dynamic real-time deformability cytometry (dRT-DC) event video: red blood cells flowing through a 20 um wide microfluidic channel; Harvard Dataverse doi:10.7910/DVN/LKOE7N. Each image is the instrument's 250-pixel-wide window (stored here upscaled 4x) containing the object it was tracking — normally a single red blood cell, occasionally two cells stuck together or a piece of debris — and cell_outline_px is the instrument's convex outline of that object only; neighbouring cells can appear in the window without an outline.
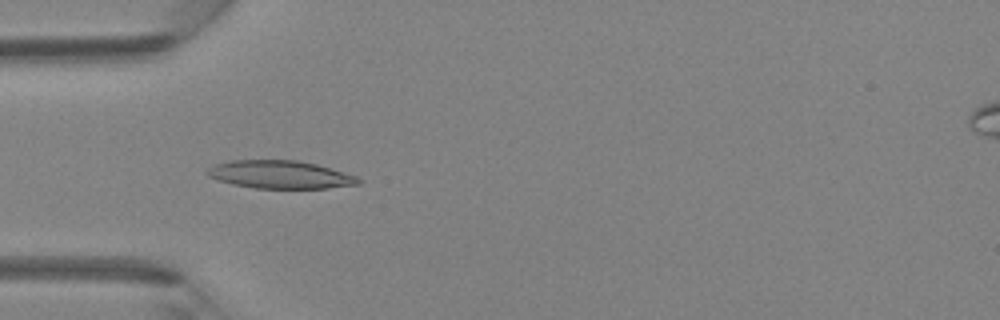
{"species": "Egyptian fruit bat (a non-hibernating species)", "species_latin": "Rousettus aegyptiacus", "temperature_condition": "room temperature", "stored_images_in_passage": 22, "camera_frame_rate_fps": 3000, "um_per_image_px": 0.085, "animal": {"sex": "female"}, "frame": {"image": 1, "passage_image": 3, "time_ms": 0.667, "image_size_px": [1000, 320], "cell_outline_px": [[364, 180], [360, 184], [328, 188], [256, 188], [232, 184], [208, 176], [204, 172], [212, 164], [232, 160], [296, 160], [316, 164], [356, 176]], "centroid_in_image_um": [23.8, 14.83], "position_along_channel_um": 61.2, "area_um2": 24.62}}
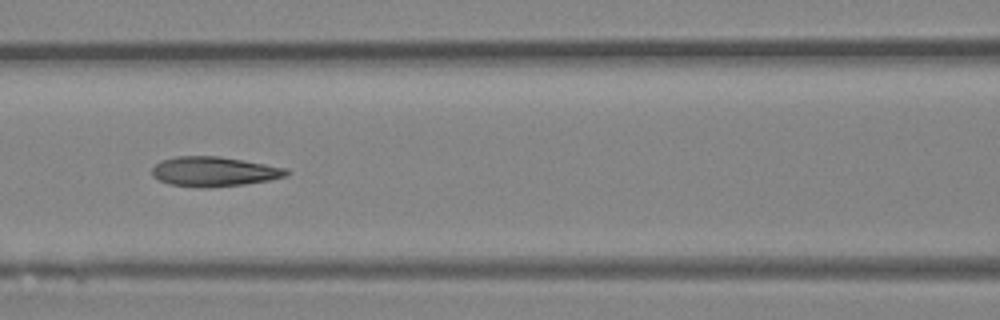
{"frame": {"image": 2, "passage_image": 9, "time_ms": 2.667, "image_size_px": [1000, 320], "cell_outline_px": [[292, 172], [288, 176], [268, 180], [244, 184], [204, 188], [200, 188], [168, 184], [152, 176], [152, 168], [156, 164], [164, 160], [176, 156], [220, 156], [244, 160], [288, 168]], "centroid_in_image_um": [18.23, 14.58], "position_along_channel_um": 148.4, "area_um2": 23.41}}
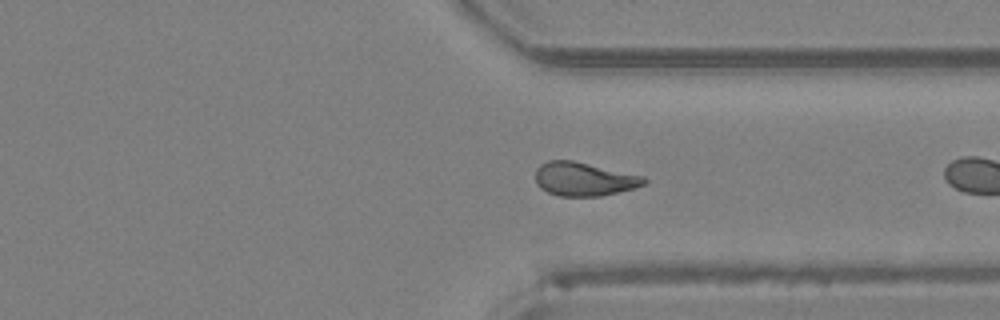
{"frame": {"image": 3, "passage_image": 21, "time_ms": 6.667, "image_size_px": [1000, 320], "cell_outline_px": [[648, 180], [644, 184], [636, 188], [600, 196], [556, 196], [540, 188], [536, 184], [536, 168], [540, 164], [548, 160], [572, 160], [644, 176]], "centroid_in_image_um": [49.62, 15.22], "position_along_channel_um": 361.8, "area_um2": 21.39}}